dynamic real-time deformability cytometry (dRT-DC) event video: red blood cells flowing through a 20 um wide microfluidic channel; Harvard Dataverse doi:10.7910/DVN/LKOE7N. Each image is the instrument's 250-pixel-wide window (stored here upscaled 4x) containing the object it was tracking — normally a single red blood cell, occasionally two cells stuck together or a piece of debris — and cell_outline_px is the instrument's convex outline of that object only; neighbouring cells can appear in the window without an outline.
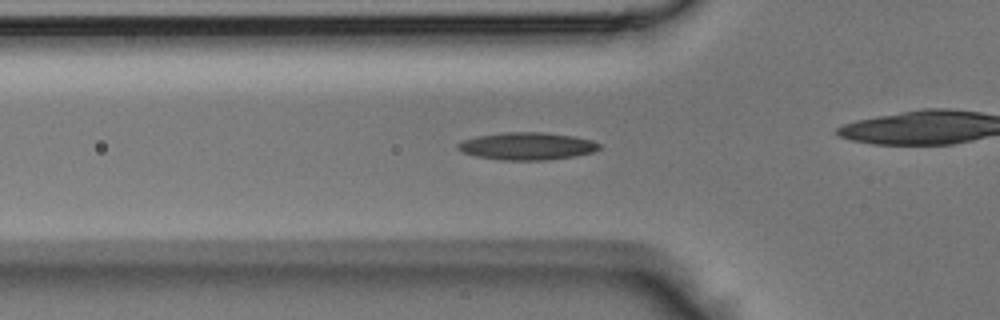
{"species": "Egyptian fruit bat (a non-hibernating species)", "species_latin": "Rousettus aegyptiacus", "temperature_condition": "room temperature", "stored_images_in_passage": 32, "camera_frame_rate_fps": 3000, "um_per_image_px": 0.085, "animal": {"sex": "male"}, "frame": {"image": 1, "passage_image": 11, "time_ms": 3.333, "image_size_px": [1000, 320], "cell_outline_px": [[600, 148], [592, 152], [576, 156], [544, 160], [504, 160], [476, 156], [464, 152], [456, 148], [456, 144], [460, 140], [476, 136], [504, 132], [544, 132], [572, 136], [592, 140], [600, 144]], "centroid_in_image_um": [44.77, 12.41], "position_along_channel_um": 81.0, "area_um2": 22.66}}
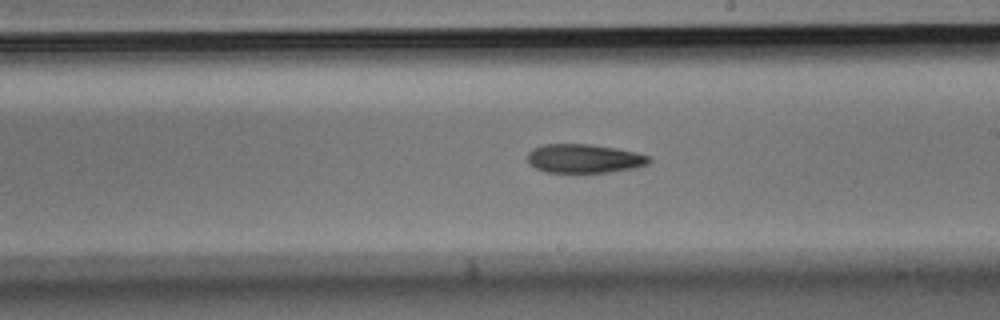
{"frame": {"image": 2, "passage_image": 21, "time_ms": 6.667, "image_size_px": [1000, 320], "cell_outline_px": [[652, 160], [648, 164], [636, 168], [608, 172], [544, 172], [528, 164], [528, 152], [532, 148], [544, 144], [588, 144], [616, 148], [636, 152], [652, 156]], "centroid_in_image_um": [49.67, 13.47], "position_along_channel_um": 239.3, "area_um2": 20.63}}
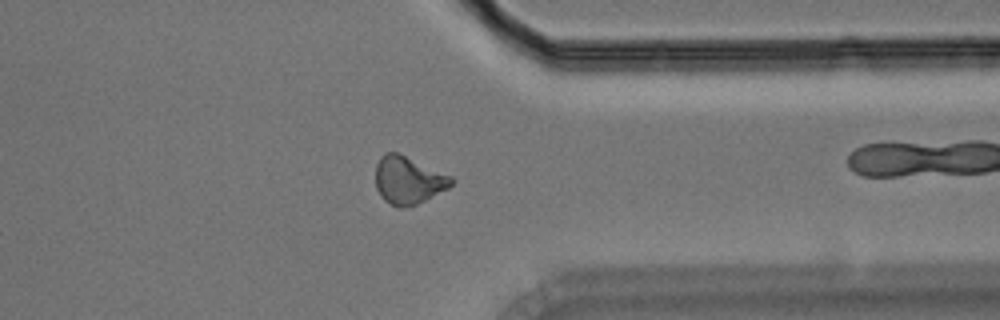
{"frame": {"image": 3, "passage_image": 30, "time_ms": 9.667, "image_size_px": [1000, 320], "cell_outline_px": [[456, 180], [448, 188], [416, 204], [400, 208], [396, 208], [384, 200], [380, 196], [376, 188], [376, 164], [380, 156], [384, 152], [396, 152], [452, 176]], "centroid_in_image_um": [34.68, 15.32], "position_along_channel_um": 376.7, "area_um2": 20.98}}